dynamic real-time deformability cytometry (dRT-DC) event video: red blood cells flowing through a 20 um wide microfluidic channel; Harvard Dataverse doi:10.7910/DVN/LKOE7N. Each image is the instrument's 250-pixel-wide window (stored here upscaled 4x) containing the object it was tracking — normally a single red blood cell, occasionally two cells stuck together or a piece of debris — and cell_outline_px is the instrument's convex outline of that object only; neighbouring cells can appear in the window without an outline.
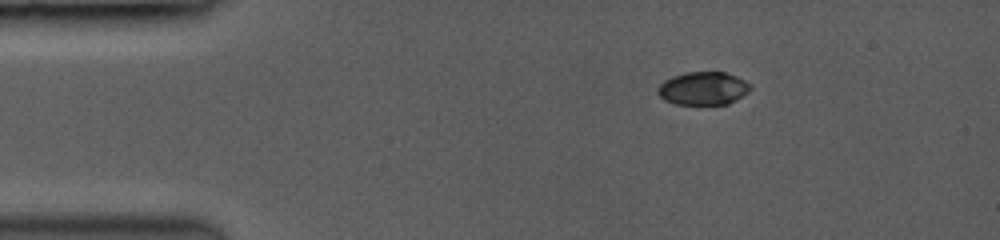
{"species": "common noctule bat (a hibernating species)", "species_latin": "Nyctalus noctula", "temperature_condition": "room temperature", "stored_images_in_passage": 48, "camera_frame_rate_fps": 3500, "um_per_image_px": 0.085, "animal": {"sex": "female", "body_mass_g": 19.0, "forearm_length_mm": 53.3}, "frame": {"image": 1, "passage_image": 1, "time_ms": 0.0, "image_size_px": [1000, 240], "cell_outline_px": [[752, 88], [748, 92], [736, 100], [728, 104], [676, 104], [664, 100], [656, 92], [660, 84], [664, 80], [672, 76], [688, 72], [724, 72], [736, 76], [752, 84]], "centroid_in_image_um": [59.78, 7.51], "position_along_channel_um": 25.2, "area_um2": 17.92}}
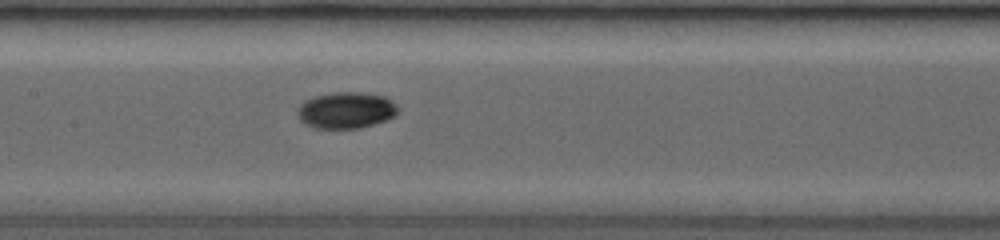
{"frame": {"image": 2, "passage_image": 20, "time_ms": 5.429, "image_size_px": [1000, 240], "cell_outline_px": [[396, 112], [392, 116], [384, 120], [360, 128], [316, 128], [300, 120], [300, 108], [308, 100], [316, 96], [336, 92], [356, 92], [384, 96], [396, 108]], "centroid_in_image_um": [29.42, 9.38], "position_along_channel_um": 178.0, "area_um2": 20.23}}
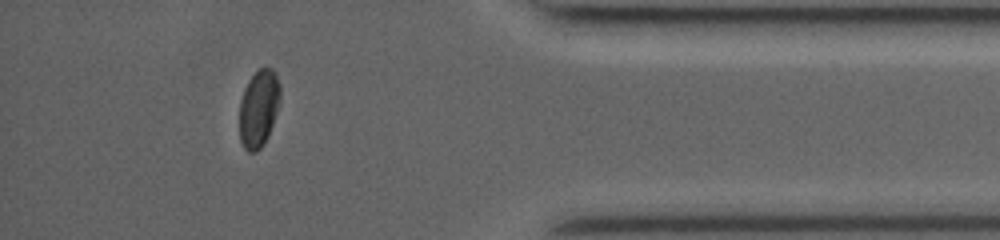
{"frame": {"image": 3, "passage_image": 42, "time_ms": 11.714, "image_size_px": [1000, 240], "cell_outline_px": [[280, 100], [268, 136], [264, 144], [256, 152], [248, 152], [244, 148], [240, 140], [240, 100], [244, 88], [248, 80], [260, 68], [272, 68], [276, 72], [280, 84]], "centroid_in_image_um": [21.99, 9.2], "position_along_channel_um": 413.2, "area_um2": 18.38}, "authors_computed_cell_mechanics": {"area_um2": 19.3052, "velocity_mm_per_s": 4.0695, "shape_relaxation_time_tau1_ms": 2.5667, "shape_relaxation_time_tau2_ms": null, "deformation_change_tau1": 0.1286, "deformation_change_tau2": null}}